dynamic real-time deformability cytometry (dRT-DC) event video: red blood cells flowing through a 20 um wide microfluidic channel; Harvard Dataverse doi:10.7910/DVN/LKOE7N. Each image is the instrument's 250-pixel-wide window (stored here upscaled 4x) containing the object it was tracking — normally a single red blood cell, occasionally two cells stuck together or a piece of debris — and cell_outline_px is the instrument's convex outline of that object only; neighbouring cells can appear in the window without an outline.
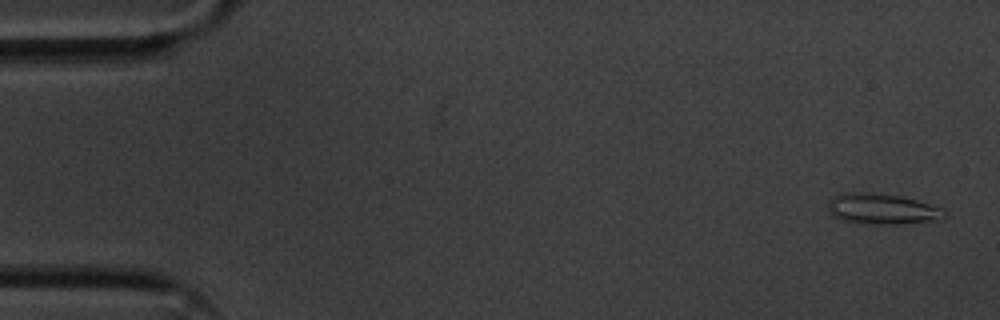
{"species": "common noctule bat (a hibernating species)", "species_latin": "Nyctalus noctula", "temperature_condition": "cold", "stored_images_in_passage": 55, "camera_frame_rate_fps": 3000, "um_per_image_px": 0.085, "animal": {"sex": "male", "body_mass_g": 20.1, "forearm_length_mm": 53.5}, "frame": {"image": 1, "passage_image": 2, "time_ms": 0.333, "image_size_px": [1000, 320], "cell_outline_px": [[948, 212], [944, 216], [936, 220], [900, 224], [864, 224], [844, 220], [832, 216], [828, 212], [828, 200], [832, 196], [844, 192], [880, 192], [900, 196], [916, 200], [940, 208]], "centroid_in_image_um": [74.91, 17.75], "position_along_channel_um": 10.1, "area_um2": 21.04}}
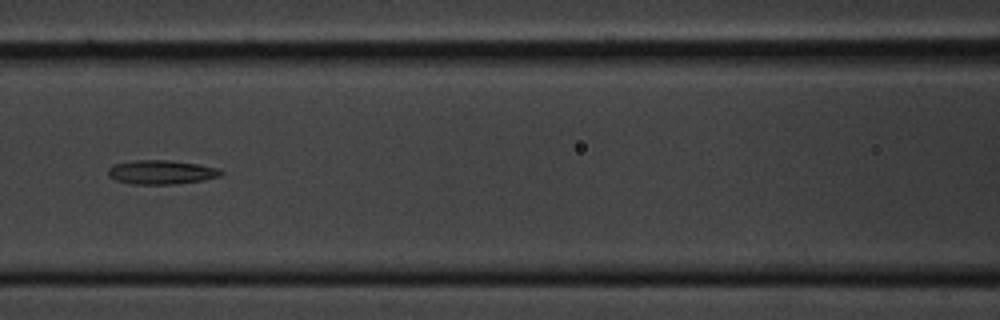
{"frame": {"image": 2, "passage_image": 24, "time_ms": 7.667, "image_size_px": [1000, 320], "cell_outline_px": [[224, 172], [220, 176], [200, 180], [176, 184], [132, 184], [116, 180], [108, 176], [108, 168], [112, 164], [136, 160], [168, 160], [200, 164], [216, 168]], "centroid_in_image_um": [13.67, 14.63], "position_along_channel_um": 152.9, "area_um2": 15.78}}
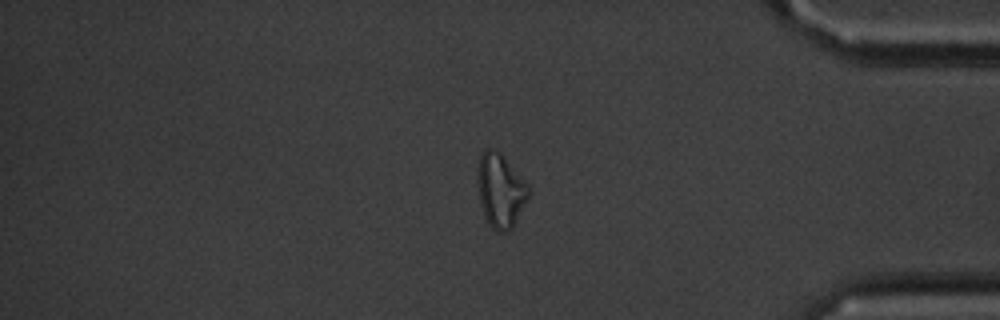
{"frame": {"image": 3, "passage_image": 46, "time_ms": 15.0, "image_size_px": [1000, 320], "cell_outline_px": [[532, 192], [528, 200], [512, 228], [504, 232], [496, 232], [488, 224], [484, 216], [480, 200], [476, 176], [476, 168], [480, 156], [484, 148], [492, 148], [500, 152], [528, 184]], "centroid_in_image_um": [42.54, 16.18], "position_along_channel_um": 392.7, "area_um2": 22.37}, "authors_computed_cell_mechanics": {"area_um2": 17.2822, "velocity_mm_per_s": 3.6213, "shape_relaxation_time_tau1_ms": 5.5381, "shape_relaxation_time_tau2_ms": 7.3733, "deformation_change_tau1": 0.1693, "deformation_change_tau2": 0.1959}}